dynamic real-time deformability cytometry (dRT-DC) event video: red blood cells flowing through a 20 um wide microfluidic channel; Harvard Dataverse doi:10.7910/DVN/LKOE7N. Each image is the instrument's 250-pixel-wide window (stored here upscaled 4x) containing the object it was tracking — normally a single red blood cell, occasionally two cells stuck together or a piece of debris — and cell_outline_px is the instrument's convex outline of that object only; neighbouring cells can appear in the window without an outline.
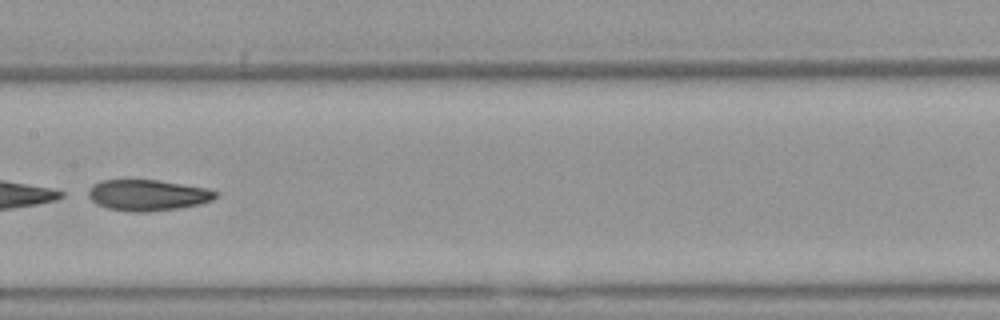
{"species": "Egyptian fruit bat (a non-hibernating species)", "species_latin": "Rousettus aegyptiacus", "temperature_condition": "warm", "stored_images_in_passage": 7, "camera_frame_rate_fps": 3000, "um_per_image_px": 0.085, "animal": {"sex": "female"}, "frame": {"image": 1, "passage_image": 6, "time_ms": 1.667, "image_size_px": [1000, 320], "cell_outline_px": [[220, 196], [212, 200], [200, 204], [180, 208], [148, 212], [128, 212], [108, 208], [96, 204], [88, 196], [88, 188], [92, 184], [100, 180], [156, 180], [204, 188], [220, 192]], "centroid_in_image_um": [12.54, 16.6], "position_along_channel_um": 194.9, "area_um2": 23.18}}
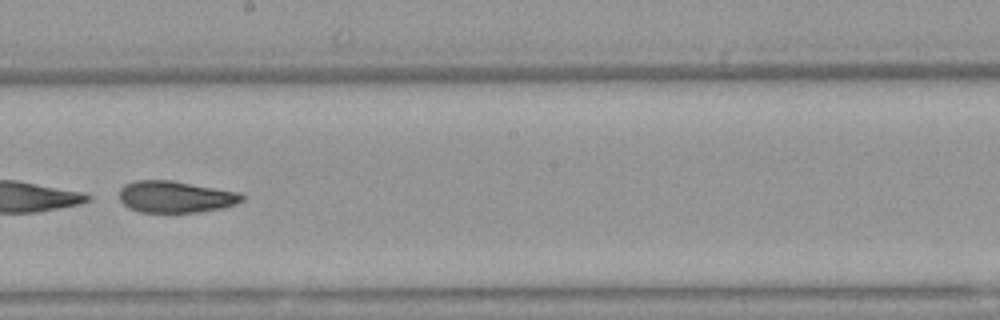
{"frame": {"image": 2, "passage_image": 7, "time_ms": 2.0, "image_size_px": [1000, 320], "cell_outline_px": [[244, 200], [236, 204], [224, 208], [196, 212], [140, 212], [128, 208], [120, 200], [120, 188], [124, 184], [136, 180], [172, 180], [240, 192], [244, 196]], "centroid_in_image_um": [14.93, 16.72], "position_along_channel_um": 233.3, "area_um2": 22.83}}